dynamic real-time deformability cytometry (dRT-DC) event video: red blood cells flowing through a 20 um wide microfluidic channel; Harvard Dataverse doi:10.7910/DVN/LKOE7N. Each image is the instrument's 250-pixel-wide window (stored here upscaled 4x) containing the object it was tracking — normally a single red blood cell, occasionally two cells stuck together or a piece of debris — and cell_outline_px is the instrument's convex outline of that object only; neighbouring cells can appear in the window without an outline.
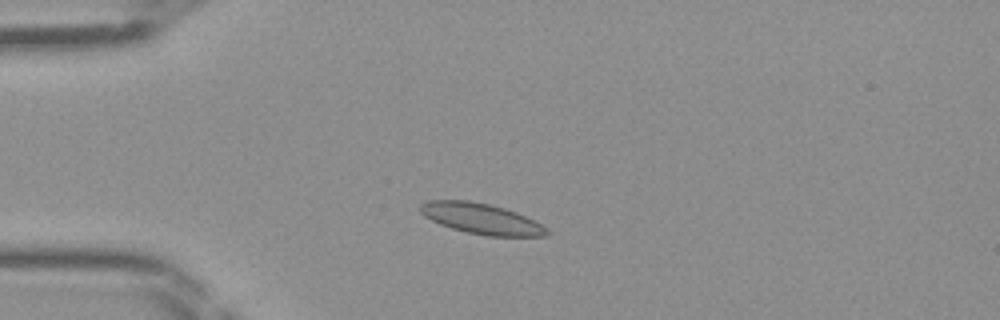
{"species": "Egyptian fruit bat (a non-hibernating species)", "species_latin": "Rousettus aegyptiacus", "temperature_condition": "room temperature", "stored_images_in_passage": 43, "camera_frame_rate_fps": 3000, "um_per_image_px": 0.085, "frame": {"image": 1, "passage_image": 8, "time_ms": 2.333, "image_size_px": [1000, 320], "cell_outline_px": [[552, 232], [548, 236], [488, 236], [468, 232], [452, 228], [440, 224], [424, 216], [420, 212], [420, 204], [428, 200], [468, 200], [488, 204], [504, 208], [516, 212], [548, 228]], "centroid_in_image_um": [40.92, 18.59], "position_along_channel_um": 44.1, "area_um2": 22.48}}
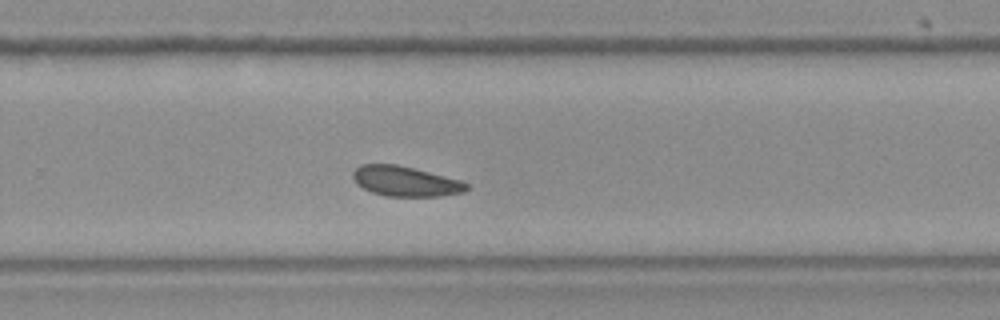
{"frame": {"image": 2, "passage_image": 27, "time_ms": 8.667, "image_size_px": [1000, 320], "cell_outline_px": [[468, 188], [464, 192], [440, 196], [384, 196], [372, 192], [356, 184], [352, 176], [352, 172], [360, 164], [396, 164], [460, 180], [468, 184]], "centroid_in_image_um": [34.42, 15.41], "position_along_channel_um": 295.4, "area_um2": 19.77}}
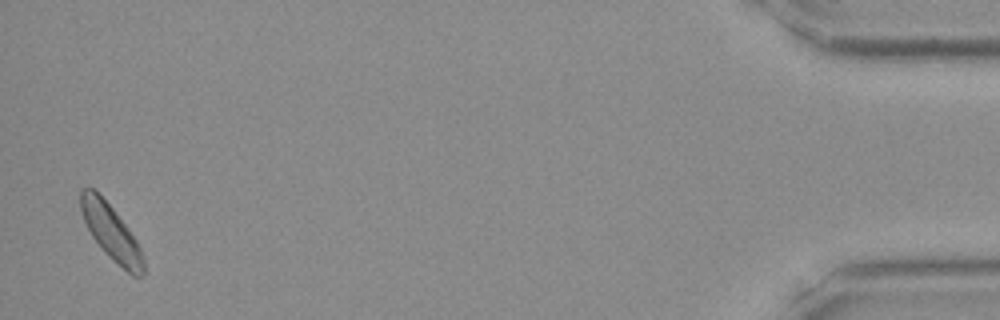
{"frame": {"image": 3, "passage_image": 42, "time_ms": 13.667, "image_size_px": [1000, 320], "cell_outline_px": [[144, 276], [132, 276], [104, 252], [92, 236], [84, 220], [80, 208], [80, 188], [92, 188], [112, 208], [128, 228], [136, 240], [144, 256]], "centroid_in_image_um": [9.46, 19.78], "position_along_channel_um": 425.7, "area_um2": 19.88}}